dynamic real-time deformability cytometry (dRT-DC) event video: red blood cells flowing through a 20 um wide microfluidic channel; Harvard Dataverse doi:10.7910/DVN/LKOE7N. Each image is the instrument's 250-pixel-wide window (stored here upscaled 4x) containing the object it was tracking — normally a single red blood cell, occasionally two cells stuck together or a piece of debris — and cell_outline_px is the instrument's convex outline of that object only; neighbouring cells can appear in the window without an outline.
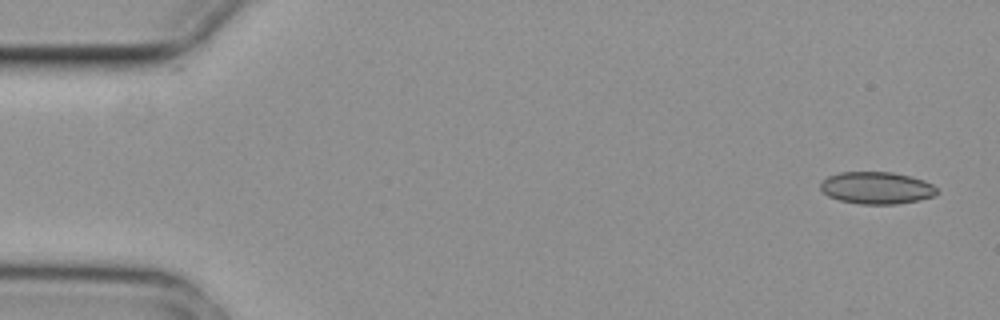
{"species": "common noctule bat (a hibernating species)", "species_latin": "Nyctalus noctula", "temperature_condition": "cold", "stored_images_in_passage": 4, "camera_frame_rate_fps": 3000, "um_per_image_px": 0.085, "animal": {"sex": "female", "body_mass_g": 29.2, "forearm_length_mm": 56.3}, "frame": {"image": 1, "passage_image": 1, "time_ms": 0.0, "image_size_px": [1000, 320], "cell_outline_px": [[940, 192], [936, 196], [920, 200], [896, 204], [860, 204], [840, 200], [828, 196], [820, 188], [820, 180], [828, 176], [840, 172], [892, 172], [924, 180], [932, 184]], "centroid_in_image_um": [74.52, 15.97], "position_along_channel_um": 10.5, "area_um2": 21.96}}
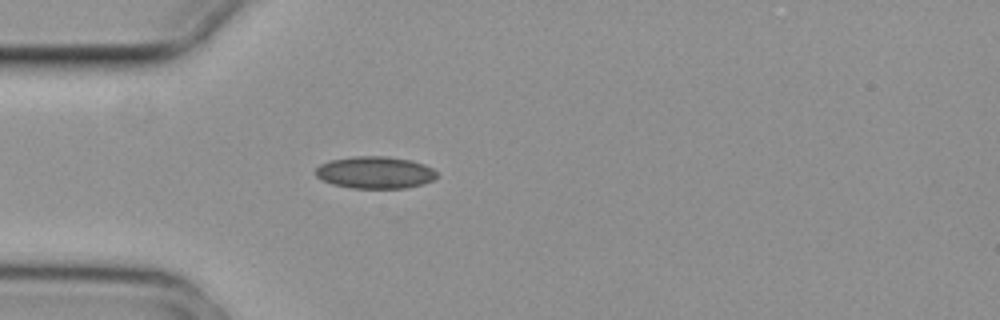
{"frame": {"image": 2, "passage_image": 4, "time_ms": 1.0, "image_size_px": [1000, 320], "cell_outline_px": [[436, 176], [432, 180], [424, 184], [404, 188], [352, 188], [332, 184], [320, 180], [316, 176], [316, 168], [320, 164], [332, 160], [356, 156], [388, 156], [412, 160], [424, 164], [432, 168], [436, 172]], "centroid_in_image_um": [31.87, 14.66], "position_along_channel_um": 53.1, "area_um2": 22.72}}